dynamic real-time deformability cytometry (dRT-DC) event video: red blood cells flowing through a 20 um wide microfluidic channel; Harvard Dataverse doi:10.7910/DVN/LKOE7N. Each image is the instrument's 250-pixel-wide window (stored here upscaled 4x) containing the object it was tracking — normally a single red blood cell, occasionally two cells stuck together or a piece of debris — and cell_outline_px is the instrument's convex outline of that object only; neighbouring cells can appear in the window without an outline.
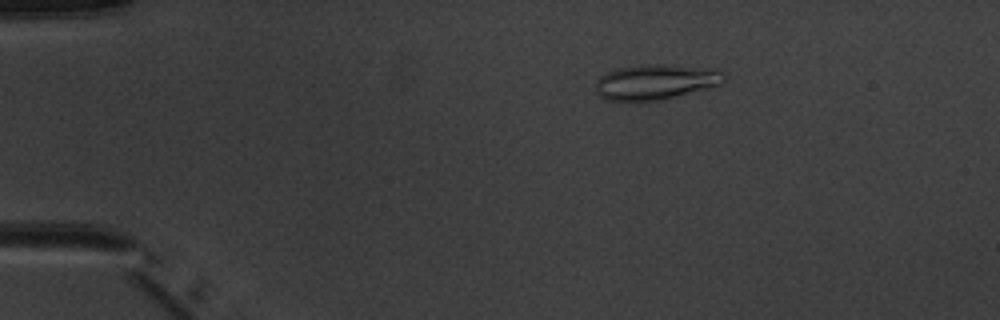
{"species": "common noctule bat (a hibernating species)", "species_latin": "Nyctalus noctula", "temperature_condition": "warm", "stored_images_in_passage": 4, "camera_frame_rate_fps": 3000, "um_per_image_px": 0.085, "animal": {"sex": "male", "body_mass_g": 20.1, "forearm_length_mm": 53.5}, "frame": {"image": 1, "passage_image": 1, "time_ms": 0.0, "image_size_px": [1000, 320], "cell_outline_px": [[724, 84], [712, 88], [660, 100], [628, 104], [608, 100], [600, 96], [596, 92], [596, 80], [600, 76], [608, 72], [620, 68], [656, 64], [668, 64], [716, 68], [724, 72]], "centroid_in_image_um": [55.77, 7.0], "position_along_channel_um": 29.2, "area_um2": 27.22}}